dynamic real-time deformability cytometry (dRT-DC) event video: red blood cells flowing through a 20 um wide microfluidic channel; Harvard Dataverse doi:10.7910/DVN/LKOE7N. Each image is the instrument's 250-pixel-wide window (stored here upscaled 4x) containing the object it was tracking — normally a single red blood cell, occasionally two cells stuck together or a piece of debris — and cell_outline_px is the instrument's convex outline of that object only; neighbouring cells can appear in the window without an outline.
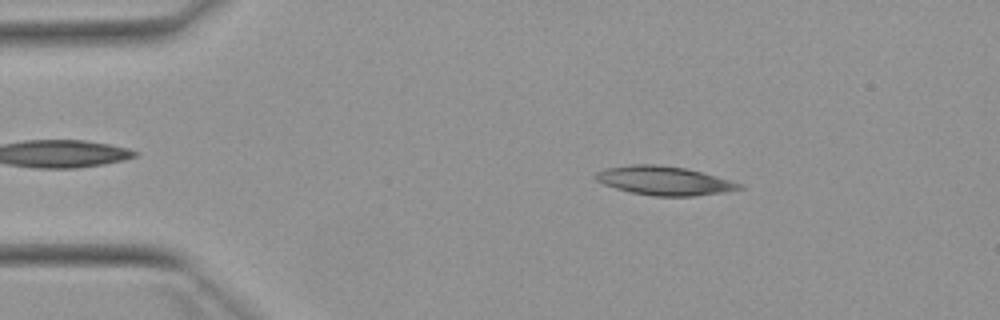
{"species": "Egyptian fruit bat (a non-hibernating species)", "species_latin": "Rousettus aegyptiacus", "temperature_condition": "warm", "stored_images_in_passage": 44, "camera_frame_rate_fps": 3000, "um_per_image_px": 0.085, "animal": {"sex": "female"}, "frame": {"image": 1, "passage_image": 8, "time_ms": 2.333, "image_size_px": [1000, 320], "cell_outline_px": [[744, 188], [724, 192], [696, 196], [652, 196], [632, 192], [616, 188], [604, 184], [596, 180], [592, 176], [596, 172], [604, 168], [632, 164], [656, 164], [684, 168], [716, 176], [744, 184]], "centroid_in_image_um": [56.44, 15.36], "position_along_channel_um": 28.6, "area_um2": 24.16}}
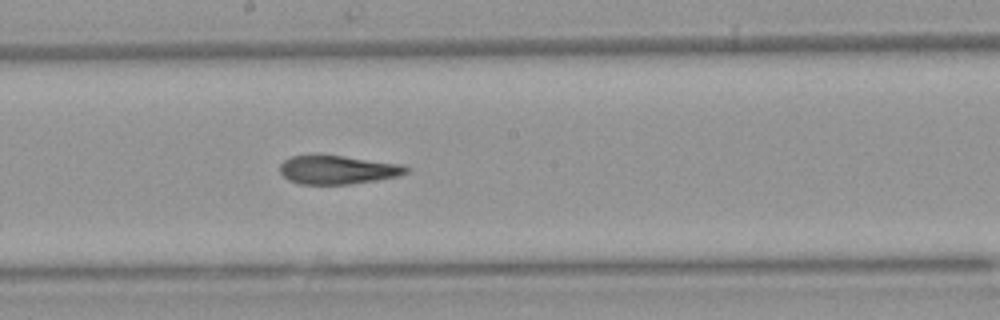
{"frame": {"image": 2, "passage_image": 27, "time_ms": 8.667, "image_size_px": [1000, 320], "cell_outline_px": [[408, 172], [400, 176], [376, 180], [348, 184], [300, 184], [288, 180], [280, 172], [280, 164], [284, 160], [292, 156], [344, 156], [400, 164], [408, 168]], "centroid_in_image_um": [28.7, 14.44], "position_along_channel_um": 219.5, "area_um2": 20.75}}
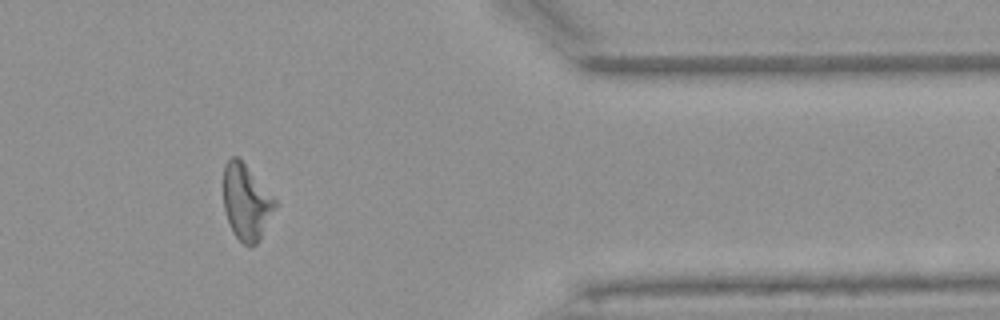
{"frame": {"image": 3, "passage_image": 42, "time_ms": 13.667, "image_size_px": [1000, 320], "cell_outline_px": [[276, 204], [260, 240], [252, 248], [248, 248], [232, 232], [224, 208], [224, 164], [232, 156], [236, 156], [244, 164], [276, 200]], "centroid_in_image_um": [20.91, 17.23], "position_along_channel_um": 390.5, "area_um2": 22.31}, "authors_computed_cell_mechanics": {"area_um2": 22.831, "velocity_mm_per_s": 3.9048, "shape_relaxation_time_tau1_ms": null, "shape_relaxation_time_tau2_ms": 5.2609, "deformation_change_tau1": null, "deformation_change_tau2": 0.1751}}